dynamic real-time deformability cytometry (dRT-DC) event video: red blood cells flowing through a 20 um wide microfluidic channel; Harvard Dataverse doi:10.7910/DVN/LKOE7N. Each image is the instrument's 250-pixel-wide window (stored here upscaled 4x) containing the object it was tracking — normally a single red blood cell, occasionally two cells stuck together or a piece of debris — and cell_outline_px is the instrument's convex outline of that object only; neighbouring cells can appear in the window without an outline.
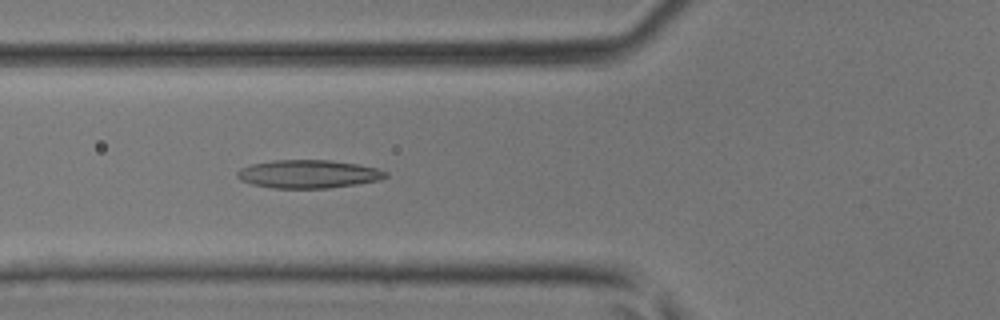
{"species": "common noctule bat (a hibernating species)", "species_latin": "Nyctalus noctula", "temperature_condition": "room temperature", "stored_images_in_passage": 31, "camera_frame_rate_fps": 3000, "um_per_image_px": 0.085, "animal": {"sex": "male", "body_mass_g": 17.9, "forearm_length_mm": 54.2}, "frame": {"image": 1, "passage_image": 3, "time_ms": 0.667, "image_size_px": [1000, 320], "cell_outline_px": [[388, 176], [380, 180], [356, 184], [328, 188], [272, 188], [252, 184], [240, 180], [236, 176], [236, 172], [240, 168], [252, 164], [272, 160], [332, 160], [360, 164], [376, 168], [388, 172]], "centroid_in_image_um": [26.21, 14.79], "position_along_channel_um": 99.6, "area_um2": 24.57}}
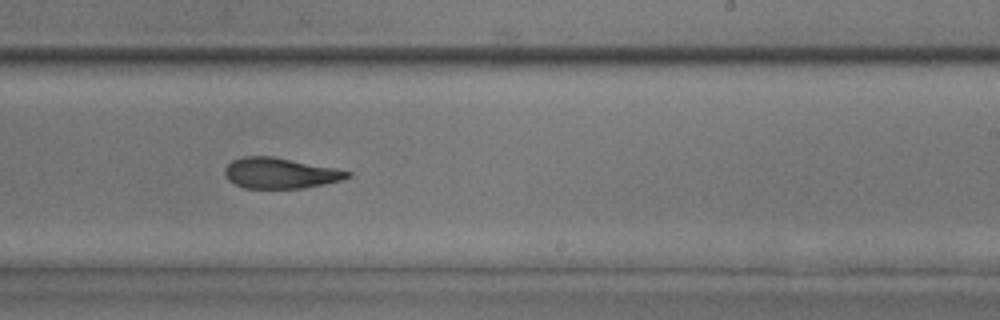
{"frame": {"image": 2, "passage_image": 14, "time_ms": 4.333, "image_size_px": [1000, 320], "cell_outline_px": [[352, 176], [340, 180], [324, 184], [304, 188], [244, 188], [228, 180], [224, 172], [224, 168], [232, 160], [244, 156], [272, 156], [336, 168], [352, 172]], "centroid_in_image_um": [23.81, 14.71], "position_along_channel_um": 265.2, "area_um2": 21.91}}
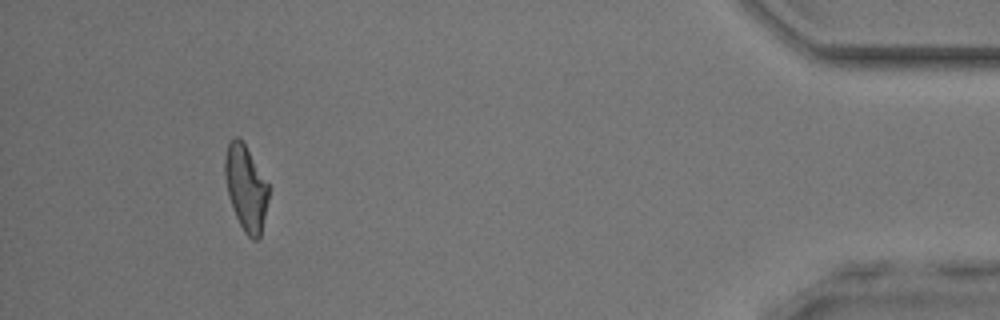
{"frame": {"image": 3, "passage_image": 28, "time_ms": 9.0, "image_size_px": [1000, 320], "cell_outline_px": [[268, 200], [260, 236], [256, 240], [252, 240], [244, 232], [236, 216], [228, 196], [224, 172], [224, 160], [228, 144], [236, 136], [244, 144], [268, 184]], "centroid_in_image_um": [20.88, 16.01], "position_along_channel_um": 414.3, "area_um2": 21.21}}